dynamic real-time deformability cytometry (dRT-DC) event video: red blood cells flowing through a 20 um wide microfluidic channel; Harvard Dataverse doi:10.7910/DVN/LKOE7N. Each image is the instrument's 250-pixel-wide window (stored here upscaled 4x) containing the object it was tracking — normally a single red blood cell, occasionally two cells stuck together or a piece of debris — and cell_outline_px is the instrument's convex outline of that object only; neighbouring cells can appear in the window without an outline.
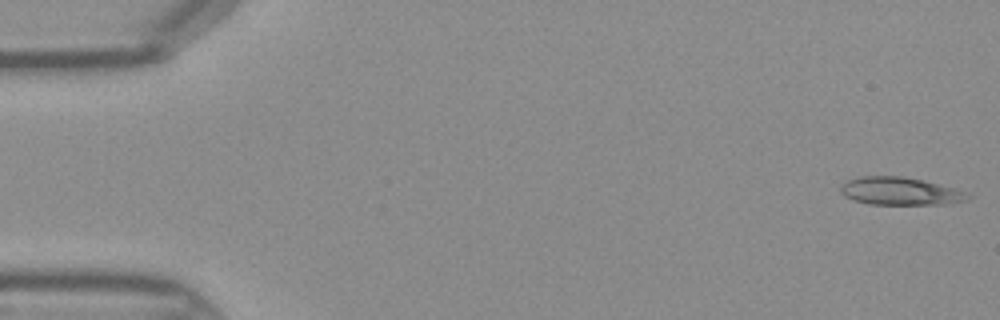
{"species": "Egyptian fruit bat (a non-hibernating species)", "species_latin": "Rousettus aegyptiacus", "temperature_condition": "warm", "stored_images_in_passage": 45, "camera_frame_rate_fps": 3000, "um_per_image_px": 0.085, "frame": {"image": 1, "passage_image": 1, "time_ms": 0.0, "image_size_px": [1000, 320], "cell_outline_px": [[972, 196], [968, 200], [944, 204], [868, 204], [852, 200], [844, 196], [840, 192], [840, 184], [848, 180], [860, 176], [900, 176], [920, 180], [952, 188], [964, 192]], "centroid_in_image_um": [76.43, 16.26], "position_along_channel_um": 8.6, "area_um2": 20.4}}
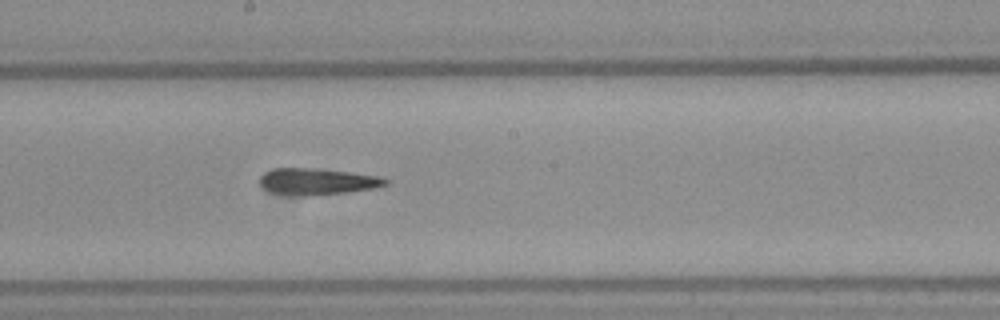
{"frame": {"image": 2, "passage_image": 24, "time_ms": 7.667, "image_size_px": [1000, 320], "cell_outline_px": [[392, 180], [388, 184], [376, 188], [344, 192], [268, 192], [260, 184], [260, 176], [264, 172], [276, 168], [320, 168], [380, 176]], "centroid_in_image_um": [27.06, 15.35], "position_along_channel_um": 221.1, "area_um2": 18.44}}
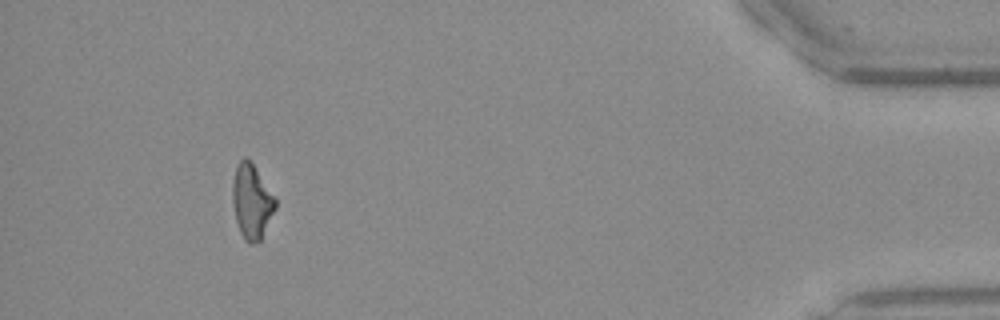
{"frame": {"image": 3, "passage_image": 41, "time_ms": 13.333, "image_size_px": [1000, 320], "cell_outline_px": [[276, 208], [260, 240], [252, 244], [248, 244], [244, 240], [240, 232], [236, 220], [232, 200], [232, 180], [236, 168], [240, 160], [244, 156], [252, 164], [276, 200]], "centroid_in_image_um": [21.37, 17.16], "position_along_channel_um": 413.8, "area_um2": 18.21}}